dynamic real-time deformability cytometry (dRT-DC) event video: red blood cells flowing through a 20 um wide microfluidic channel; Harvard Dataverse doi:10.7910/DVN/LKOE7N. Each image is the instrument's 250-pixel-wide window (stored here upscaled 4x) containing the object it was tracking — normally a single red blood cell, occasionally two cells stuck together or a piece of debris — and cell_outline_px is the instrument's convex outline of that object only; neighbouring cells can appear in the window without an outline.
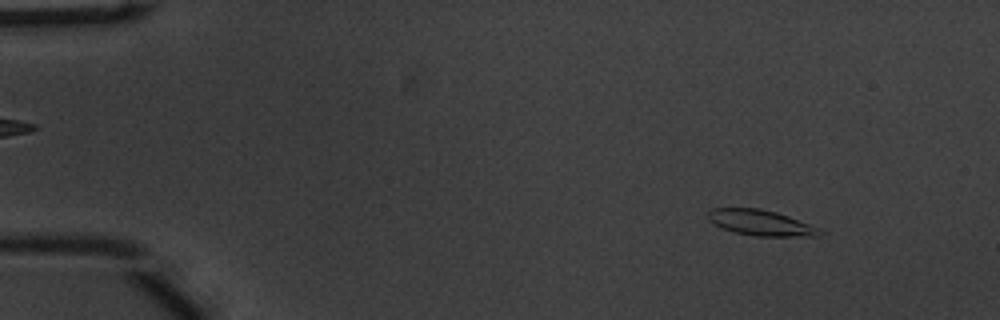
{"species": "common noctule bat (a hibernating species)", "species_latin": "Nyctalus noctula", "temperature_condition": "warm", "stored_images_in_passage": 54, "camera_frame_rate_fps": 3000, "um_per_image_px": 0.085, "animal": {"sex": "male", "body_mass_g": 20.1, "forearm_length_mm": 53.5}, "frame": {"image": 1, "passage_image": 6, "time_ms": 1.667, "image_size_px": [1000, 320], "cell_outline_px": [[824, 232], [820, 236], [756, 236], [732, 232], [720, 228], [708, 220], [708, 212], [712, 208], [760, 208], [776, 212], [788, 216], [820, 228]], "centroid_in_image_um": [64.65, 18.94], "position_along_channel_um": 20.3, "area_um2": 16.82}}
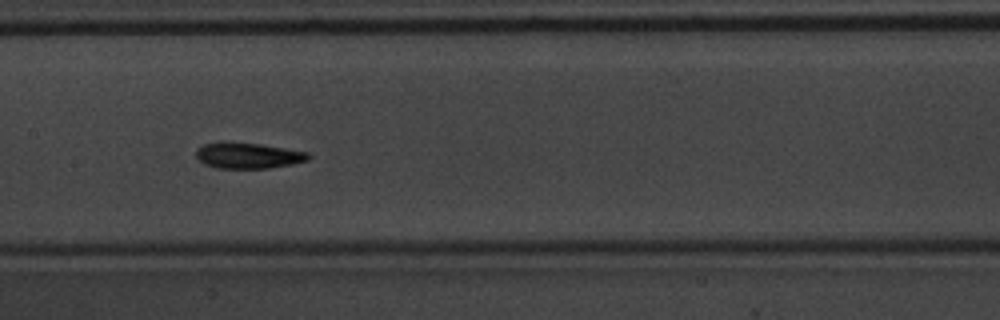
{"frame": {"image": 2, "passage_image": 27, "time_ms": 8.667, "image_size_px": [1000, 320], "cell_outline_px": [[312, 156], [308, 160], [292, 164], [268, 168], [216, 168], [204, 164], [196, 156], [196, 148], [204, 144], [220, 140], [260, 144], [308, 152]], "centroid_in_image_um": [21.05, 13.2], "position_along_channel_um": 186.4, "area_um2": 17.17}}
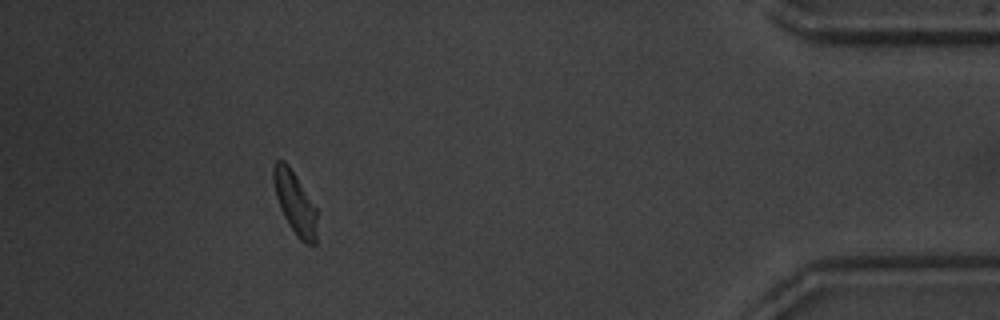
{"frame": {"image": 3, "passage_image": 49, "time_ms": 16.0, "image_size_px": [1000, 320], "cell_outline_px": [[316, 244], [304, 244], [300, 240], [288, 224], [280, 208], [276, 196], [272, 180], [272, 168], [276, 160], [284, 160], [288, 164], [296, 176], [316, 208]], "centroid_in_image_um": [25.04, 17.23], "position_along_channel_um": 410.2, "area_um2": 15.78}, "authors_computed_cell_mechanics": {"area_um2": 16.6464, "velocity_mm_per_s": 3.7553, "shape_relaxation_time_tau1_ms": 2.8616, "shape_relaxation_time_tau2_ms": 1.6784, "deformation_change_tau1": 0.1322, "deformation_change_tau2": 0.0839}}